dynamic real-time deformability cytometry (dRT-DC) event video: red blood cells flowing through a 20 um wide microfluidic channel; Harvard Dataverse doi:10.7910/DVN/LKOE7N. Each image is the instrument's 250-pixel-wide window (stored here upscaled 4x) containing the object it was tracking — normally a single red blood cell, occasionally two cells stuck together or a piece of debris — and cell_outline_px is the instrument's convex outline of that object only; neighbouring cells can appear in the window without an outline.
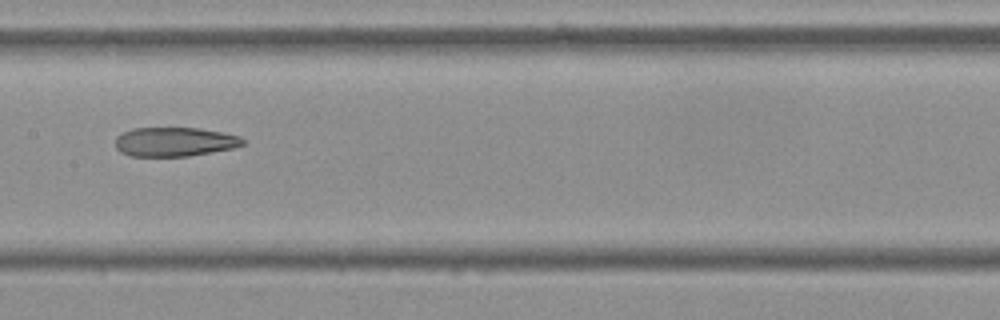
{"species": "Egyptian fruit bat (a non-hibernating species)", "species_latin": "Rousettus aegyptiacus", "temperature_condition": "cold", "stored_images_in_passage": 14, "camera_frame_rate_fps": 3000, "um_per_image_px": 0.085, "frame": {"image": 1, "passage_image": 7, "time_ms": 2.0, "image_size_px": [1000, 320], "cell_outline_px": [[244, 144], [232, 148], [188, 156], [128, 156], [120, 152], [116, 148], [116, 136], [132, 128], [200, 128], [224, 132], [240, 136], [244, 140]], "centroid_in_image_um": [14.83, 12.05], "position_along_channel_um": 192.6, "area_um2": 21.68}}
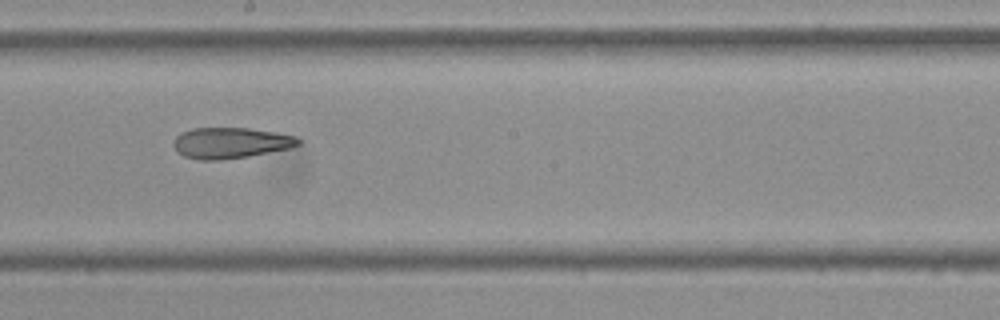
{"frame": {"image": 2, "passage_image": 8, "time_ms": 2.333, "image_size_px": [1000, 320], "cell_outline_px": [[300, 144], [288, 148], [248, 156], [220, 160], [200, 160], [184, 156], [176, 152], [172, 144], [176, 136], [192, 128], [248, 128], [276, 132], [296, 136], [300, 140]], "centroid_in_image_um": [19.57, 12.14], "position_along_channel_um": 228.6, "area_um2": 22.37}}
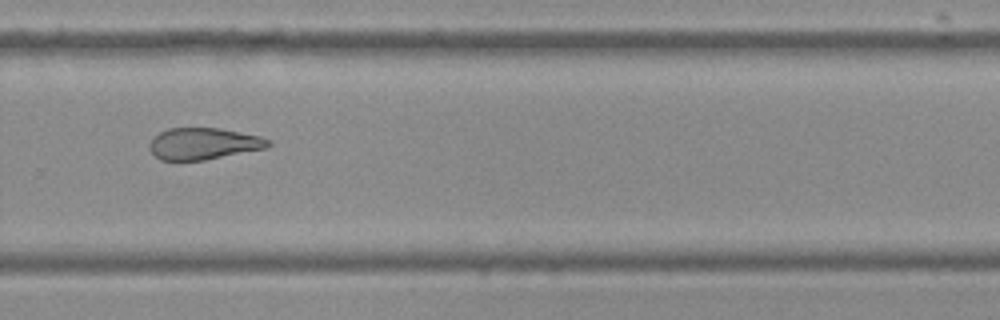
{"frame": {"image": 3, "passage_image": 10, "time_ms": 3.0, "image_size_px": [1000, 320], "cell_outline_px": [[272, 144], [268, 148], [204, 160], [160, 160], [148, 148], [148, 144], [160, 132], [168, 128], [220, 128], [260, 136], [272, 140]], "centroid_in_image_um": [17.34, 12.21], "position_along_channel_um": 312.5, "area_um2": 21.96}}